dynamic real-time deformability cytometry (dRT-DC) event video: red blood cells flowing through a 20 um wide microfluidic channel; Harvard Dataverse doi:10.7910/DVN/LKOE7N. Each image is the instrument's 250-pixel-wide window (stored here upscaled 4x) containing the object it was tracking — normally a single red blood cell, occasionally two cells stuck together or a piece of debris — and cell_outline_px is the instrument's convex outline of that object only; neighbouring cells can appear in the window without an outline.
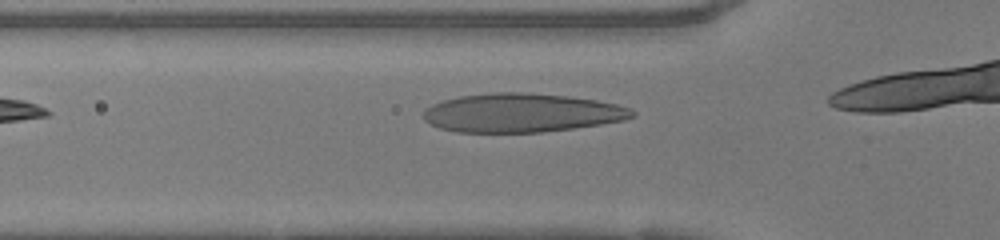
{"species": "human", "species_latin": "Homo sapiens", "temperature_condition": "warm", "stored_images_in_passage": 6, "camera_frame_rate_fps": 3000, "um_per_image_px": 0.085, "donor": {"sex": "female"}, "frame": {"image": 1, "passage_image": 2, "time_ms": 0.333, "image_size_px": [1000, 240], "cell_outline_px": [[636, 116], [624, 120], [600, 124], [544, 132], [456, 132], [440, 128], [424, 120], [424, 108], [432, 104], [444, 100], [460, 96], [496, 92], [520, 92], [568, 96], [596, 100], [616, 104], [628, 108], [636, 112]], "centroid_in_image_um": [44.33, 9.59], "position_along_channel_um": 81.5, "area_um2": 47.05}}
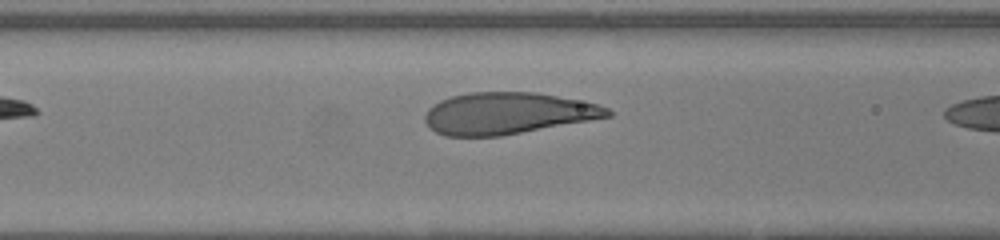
{"frame": {"image": 2, "passage_image": 5, "time_ms": 1.333, "image_size_px": [1000, 240], "cell_outline_px": [[612, 116], [500, 136], [444, 136], [436, 132], [424, 120], [424, 116], [428, 108], [432, 104], [440, 100], [452, 96], [472, 92], [536, 92], [596, 104], [608, 108], [612, 112]], "centroid_in_image_um": [43.1, 9.63], "position_along_channel_um": 123.5, "area_um2": 43.99}}